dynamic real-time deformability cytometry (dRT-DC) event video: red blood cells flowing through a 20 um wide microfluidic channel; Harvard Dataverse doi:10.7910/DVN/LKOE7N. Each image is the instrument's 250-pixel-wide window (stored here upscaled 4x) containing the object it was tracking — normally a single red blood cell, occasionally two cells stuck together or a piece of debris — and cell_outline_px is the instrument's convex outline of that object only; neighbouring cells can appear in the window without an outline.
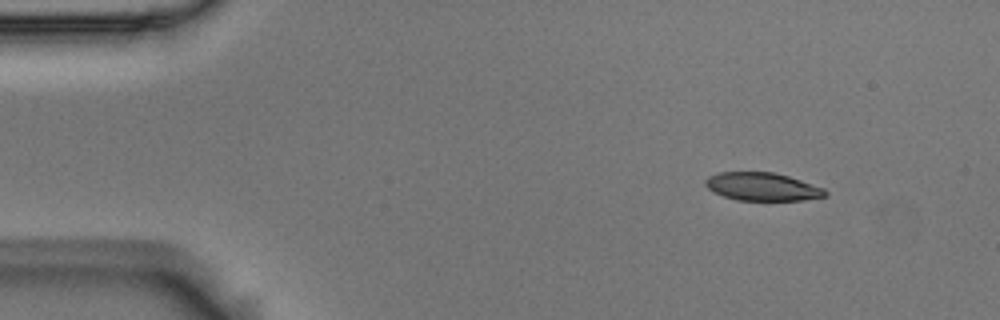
{"species": "Egyptian fruit bat (a non-hibernating species)", "species_latin": "Rousettus aegyptiacus", "temperature_condition": "room temperature", "stored_images_in_passage": 13, "camera_frame_rate_fps": 3000, "um_per_image_px": 0.085, "animal": {"sex": "male"}, "frame": {"image": 1, "passage_image": 13, "time_ms": 4.0, "image_size_px": [1000, 320], "cell_outline_px": [[828, 192], [824, 196], [804, 200], [736, 200], [712, 192], [704, 184], [704, 180], [708, 176], [720, 172], [772, 172], [788, 176], [824, 188]], "centroid_in_image_um": [64.76, 15.86], "position_along_channel_um": 20.2, "area_um2": 19.54}}